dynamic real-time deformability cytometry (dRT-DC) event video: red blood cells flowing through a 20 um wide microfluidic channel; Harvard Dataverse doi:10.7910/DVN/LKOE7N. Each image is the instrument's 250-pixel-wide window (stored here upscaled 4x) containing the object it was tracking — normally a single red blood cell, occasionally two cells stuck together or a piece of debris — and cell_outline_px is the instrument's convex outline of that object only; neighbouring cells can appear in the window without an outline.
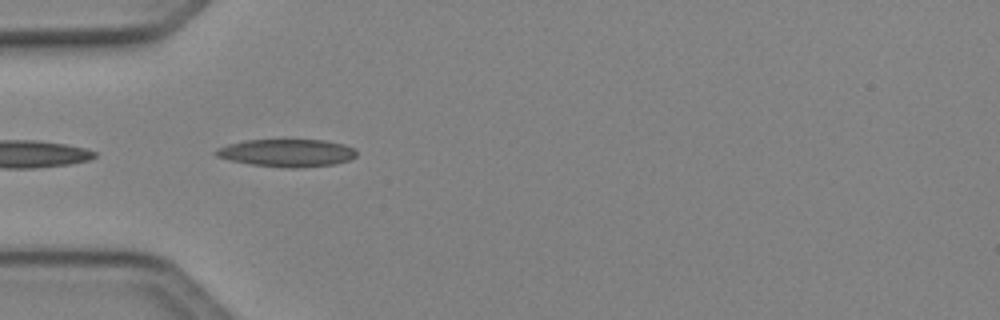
{"species": "Egyptian fruit bat (a non-hibernating species)", "species_latin": "Rousettus aegyptiacus", "temperature_condition": "cold", "stored_images_in_passage": 22, "camera_frame_rate_fps": 3000, "um_per_image_px": 0.085, "animal": {"sex": "female"}, "frame": {"image": 1, "passage_image": 1, "time_ms": 0.0, "image_size_px": [1000, 320], "cell_outline_px": [[356, 156], [348, 160], [336, 164], [300, 168], [288, 168], [252, 164], [228, 160], [216, 156], [212, 152], [216, 148], [228, 144], [244, 140], [324, 140], [344, 144], [352, 148], [356, 152]], "centroid_in_image_um": [24.35, 13.0], "position_along_channel_um": 60.7, "area_um2": 22.72}}